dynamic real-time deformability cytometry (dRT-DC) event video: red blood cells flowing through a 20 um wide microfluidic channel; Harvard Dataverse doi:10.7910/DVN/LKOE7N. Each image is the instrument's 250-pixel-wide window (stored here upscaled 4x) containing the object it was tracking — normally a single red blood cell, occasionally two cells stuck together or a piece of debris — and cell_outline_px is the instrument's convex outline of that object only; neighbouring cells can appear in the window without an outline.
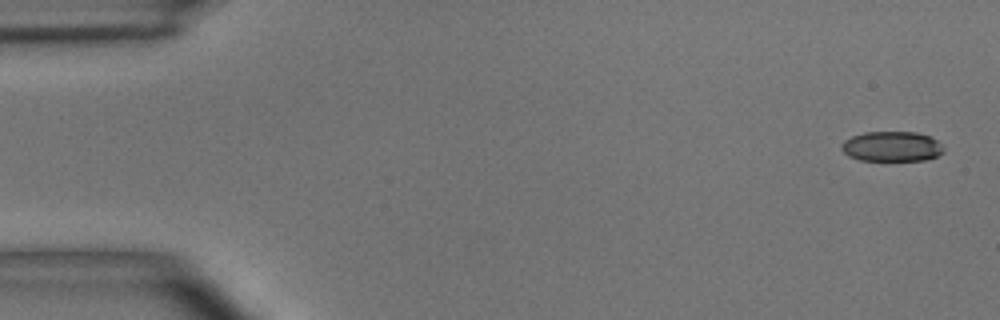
{"species": "common noctule bat (a hibernating species)", "species_latin": "Nyctalus noctula", "temperature_condition": "room temperature", "stored_images_in_passage": 8, "camera_frame_rate_fps": 3000, "um_per_image_px": 0.085, "animal": {"sex": "male", "body_mass_g": 15.6}, "frame": {"image": 1, "passage_image": 1, "time_ms": 0.0, "image_size_px": [1000, 320], "cell_outline_px": [[944, 152], [936, 156], [924, 160], [860, 160], [848, 156], [840, 148], [840, 144], [844, 140], [852, 136], [864, 132], [916, 132], [928, 136], [936, 140], [944, 148]], "centroid_in_image_um": [75.77, 12.44], "position_along_channel_um": 9.2, "area_um2": 17.86}}
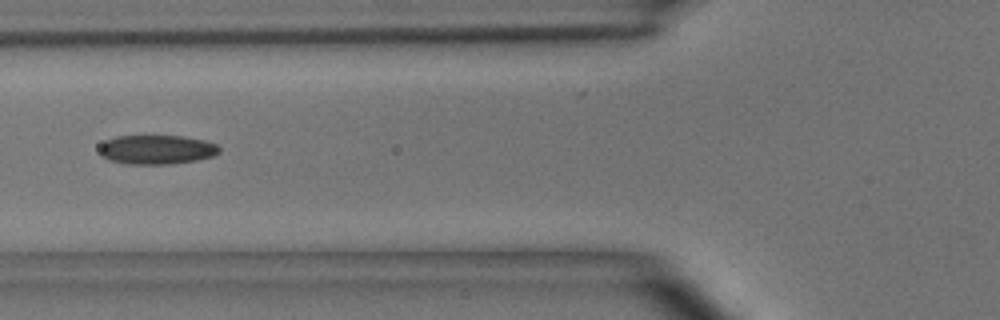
{"frame": {"image": 2, "passage_image": 5, "time_ms": 6.0, "image_size_px": [1000, 320], "cell_outline_px": [[220, 152], [212, 156], [196, 160], [172, 164], [124, 164], [108, 160], [100, 156], [100, 148], [108, 140], [116, 136], [184, 136], [204, 140], [216, 144], [220, 148]], "centroid_in_image_um": [13.33, 12.73], "position_along_channel_um": 112.5, "area_um2": 20.4}}